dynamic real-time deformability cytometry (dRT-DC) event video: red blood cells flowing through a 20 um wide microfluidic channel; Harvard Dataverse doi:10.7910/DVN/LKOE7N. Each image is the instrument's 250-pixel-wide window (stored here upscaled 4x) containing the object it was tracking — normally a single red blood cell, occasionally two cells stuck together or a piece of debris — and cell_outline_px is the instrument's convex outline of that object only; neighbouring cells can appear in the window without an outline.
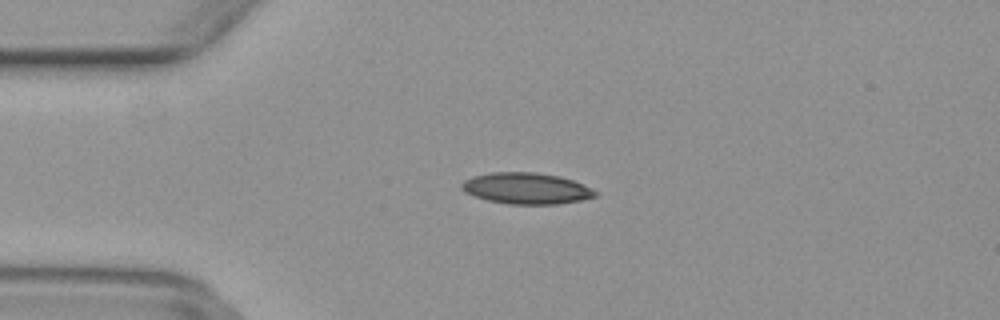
{"species": "common noctule bat (a hibernating species)", "species_latin": "Nyctalus noctula", "temperature_condition": "warm", "stored_images_in_passage": 43, "camera_frame_rate_fps": 3000, "um_per_image_px": 0.085, "animal": {"sex": "female", "body_mass_g": 29.2, "forearm_length_mm": 56.3}, "frame": {"image": 1, "passage_image": 5, "time_ms": 1.333, "image_size_px": [1000, 320], "cell_outline_px": [[600, 192], [596, 196], [580, 200], [556, 204], [508, 204], [488, 200], [472, 196], [464, 192], [460, 188], [460, 184], [464, 180], [472, 176], [492, 172], [536, 172], [560, 176], [572, 180]], "centroid_in_image_um": [44.7, 16.01], "position_along_channel_um": 40.3, "area_um2": 24.45}}
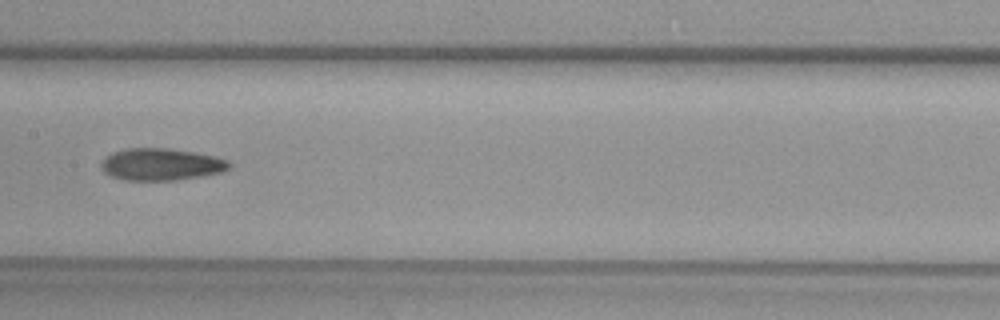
{"frame": {"image": 2, "passage_image": 18, "time_ms": 5.667, "image_size_px": [1000, 320], "cell_outline_px": [[228, 168], [220, 172], [200, 176], [176, 180], [124, 180], [112, 176], [104, 172], [100, 168], [100, 164], [104, 156], [112, 152], [124, 148], [168, 148], [196, 152], [228, 160]], "centroid_in_image_um": [13.61, 13.96], "position_along_channel_um": 193.8, "area_um2": 23.87}}
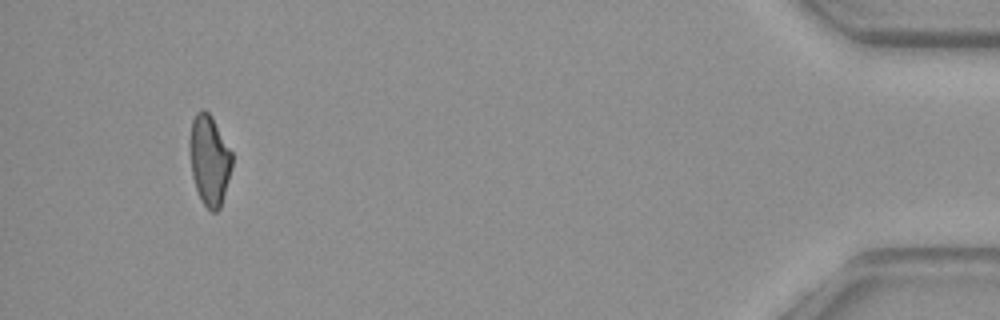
{"frame": {"image": 3, "passage_image": 40, "time_ms": 13.0, "image_size_px": [1000, 320], "cell_outline_px": [[232, 168], [220, 208], [216, 212], [212, 212], [204, 204], [196, 188], [192, 176], [188, 144], [188, 140], [192, 120], [196, 112], [200, 108], [204, 108], [212, 116], [232, 152]], "centroid_in_image_um": [17.78, 13.55], "position_along_channel_um": 417.4, "area_um2": 22.48}}